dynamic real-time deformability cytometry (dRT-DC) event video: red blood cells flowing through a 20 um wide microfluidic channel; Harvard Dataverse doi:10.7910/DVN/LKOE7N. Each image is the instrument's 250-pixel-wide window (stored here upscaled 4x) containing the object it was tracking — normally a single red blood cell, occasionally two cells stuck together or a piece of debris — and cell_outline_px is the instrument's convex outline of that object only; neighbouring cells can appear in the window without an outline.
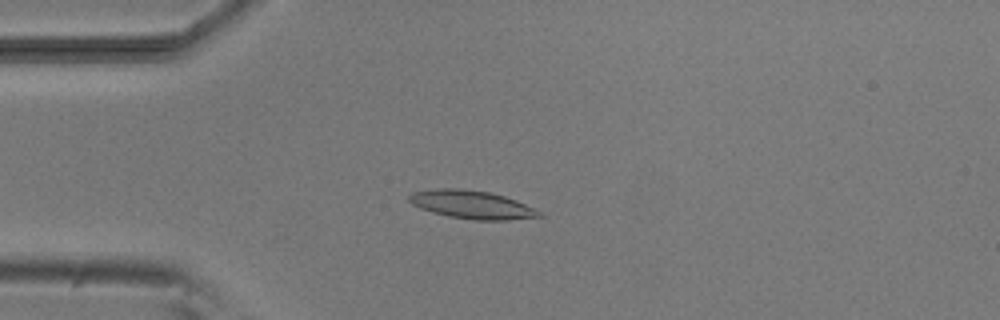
{"species": "common noctule bat (a hibernating species)", "species_latin": "Nyctalus noctula", "temperature_condition": "room temperature", "stored_images_in_passage": 51, "camera_frame_rate_fps": 3000, "um_per_image_px": 0.085, "animal": {"sex": "male", "body_mass_g": 20.5, "forearm_length_mm": 52.5}, "frame": {"image": 1, "passage_image": 12, "time_ms": 3.667, "image_size_px": [1000, 320], "cell_outline_px": [[544, 216], [508, 220], [472, 220], [448, 216], [432, 212], [420, 208], [412, 204], [408, 200], [408, 196], [412, 192], [436, 188], [460, 188], [488, 192], [504, 196], [516, 200], [540, 212]], "centroid_in_image_um": [40.06, 17.39], "position_along_channel_um": 44.9, "area_um2": 21.33}}
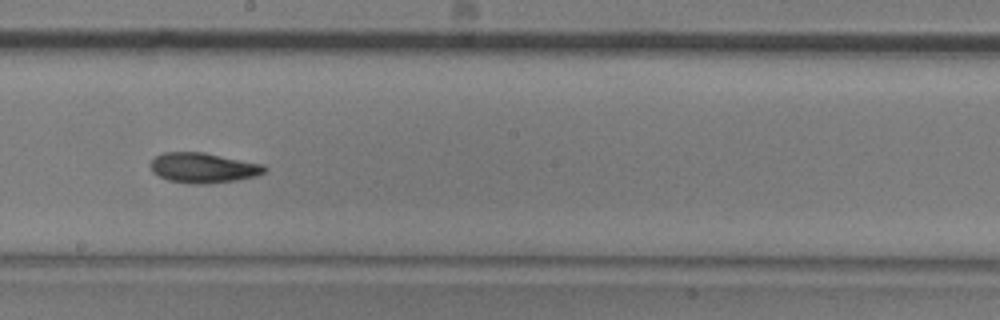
{"frame": {"image": 2, "passage_image": 28, "time_ms": 9.0, "image_size_px": [1000, 320], "cell_outline_px": [[268, 168], [264, 172], [256, 176], [236, 180], [208, 184], [192, 184], [168, 180], [152, 172], [148, 164], [156, 156], [164, 152], [204, 152], [264, 164]], "centroid_in_image_um": [17.27, 14.26], "position_along_channel_um": 230.9, "area_um2": 20.17}}
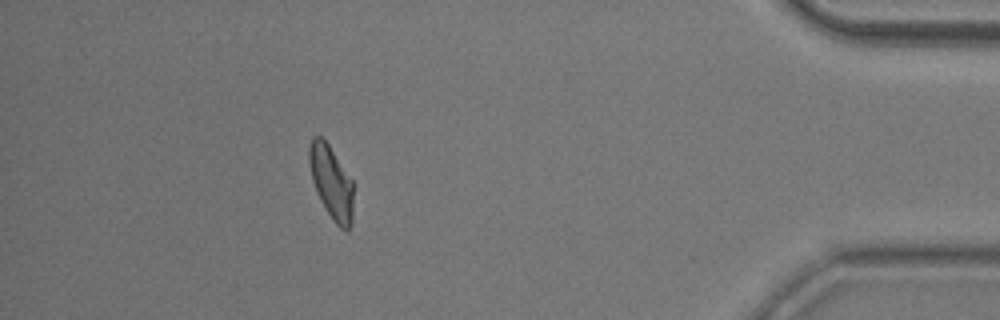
{"frame": {"image": 3, "passage_image": 46, "time_ms": 15.0, "image_size_px": [1000, 320], "cell_outline_px": [[352, 224], [348, 232], [340, 228], [336, 224], [320, 200], [316, 192], [312, 180], [308, 160], [308, 148], [312, 136], [320, 136], [328, 144], [352, 180]], "centroid_in_image_um": [28.14, 15.5], "position_along_channel_um": 407.1, "area_um2": 18.73}, "authors_computed_cell_mechanics": {"area_um2": 19.652, "velocity_mm_per_s": 3.8043, "shape_relaxation_time_tau1_ms": 4.4542, "shape_relaxation_time_tau2_ms": 4.988, "deformation_change_tau1": 0.1486, "deformation_change_tau2": 0.1228}}